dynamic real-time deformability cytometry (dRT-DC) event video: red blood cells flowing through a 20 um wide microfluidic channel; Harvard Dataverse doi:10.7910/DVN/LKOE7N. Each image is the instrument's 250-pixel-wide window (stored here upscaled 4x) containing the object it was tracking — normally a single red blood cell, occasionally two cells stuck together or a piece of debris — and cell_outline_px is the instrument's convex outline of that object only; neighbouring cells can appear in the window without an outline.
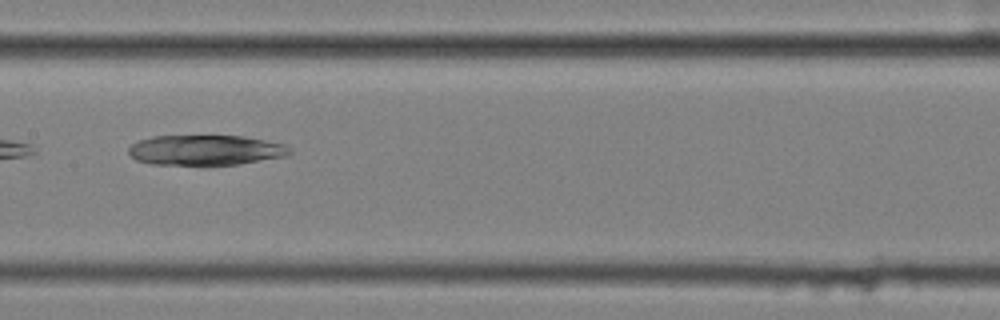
{"species": "common noctule bat (a hibernating species)", "species_latin": "Nyctalus noctula", "temperature_condition": "cold", "stored_images_in_passage": 24, "camera_frame_rate_fps": 3000, "um_per_image_px": 0.085, "animal": {"sex": "female", "body_mass_g": 25.1}, "frame": {"image": 1, "passage_image": 17, "time_ms": 5.333, "image_size_px": [1000, 320], "cell_outline_px": [[292, 152], [288, 156], [240, 164], [152, 164], [136, 160], [128, 152], [128, 148], [132, 144], [140, 140], [152, 136], [244, 136], [284, 144]], "centroid_in_image_um": [17.48, 12.75], "position_along_channel_um": 189.9, "area_um2": 28.15}}